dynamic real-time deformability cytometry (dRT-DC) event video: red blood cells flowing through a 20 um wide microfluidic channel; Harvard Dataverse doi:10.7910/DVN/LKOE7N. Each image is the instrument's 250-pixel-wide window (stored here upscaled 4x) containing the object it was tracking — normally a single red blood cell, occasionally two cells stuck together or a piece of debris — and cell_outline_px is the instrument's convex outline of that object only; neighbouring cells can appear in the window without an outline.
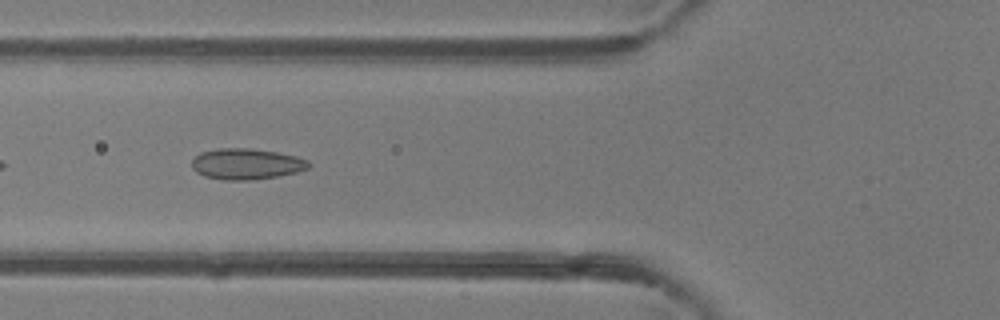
{"species": "common noctule bat (a hibernating species)", "species_latin": "Nyctalus noctula", "temperature_condition": "room temperature", "stored_images_in_passage": 7, "camera_frame_rate_fps": 3000, "um_per_image_px": 0.085, "animal": {"sex": "female"}, "frame": {"image": 1, "passage_image": 5, "time_ms": 5.333, "image_size_px": [1000, 320], "cell_outline_px": [[312, 164], [308, 168], [296, 172], [276, 176], [252, 180], [224, 180], [204, 176], [196, 172], [192, 168], [192, 160], [200, 152], [216, 148], [248, 148], [276, 152], [296, 156], [308, 160]], "centroid_in_image_um": [20.93, 13.93], "position_along_channel_um": 104.9, "area_um2": 21.1}}
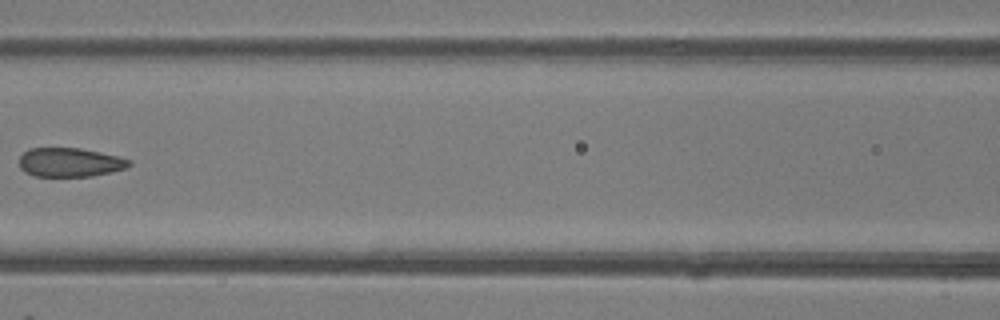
{"frame": {"image": 2, "passage_image": 6, "time_ms": 6.667, "image_size_px": [1000, 320], "cell_outline_px": [[132, 164], [124, 168], [92, 176], [36, 176], [24, 172], [20, 168], [20, 156], [28, 148], [80, 148], [120, 156], [132, 160]], "centroid_in_image_um": [5.94, 13.79], "position_along_channel_um": 160.7, "area_um2": 18.55}}
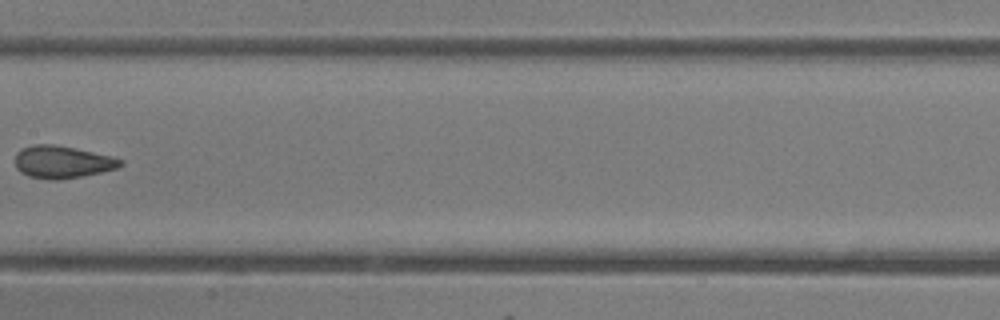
{"frame": {"image": 3, "passage_image": 7, "time_ms": 7.667, "image_size_px": [1000, 320], "cell_outline_px": [[124, 164], [116, 168], [100, 172], [80, 176], [56, 180], [48, 180], [28, 176], [20, 172], [16, 168], [16, 152], [20, 148], [32, 144], [52, 144], [76, 148], [112, 156], [124, 160]], "centroid_in_image_um": [5.27, 13.76], "position_along_channel_um": 202.1, "area_um2": 20.0}}